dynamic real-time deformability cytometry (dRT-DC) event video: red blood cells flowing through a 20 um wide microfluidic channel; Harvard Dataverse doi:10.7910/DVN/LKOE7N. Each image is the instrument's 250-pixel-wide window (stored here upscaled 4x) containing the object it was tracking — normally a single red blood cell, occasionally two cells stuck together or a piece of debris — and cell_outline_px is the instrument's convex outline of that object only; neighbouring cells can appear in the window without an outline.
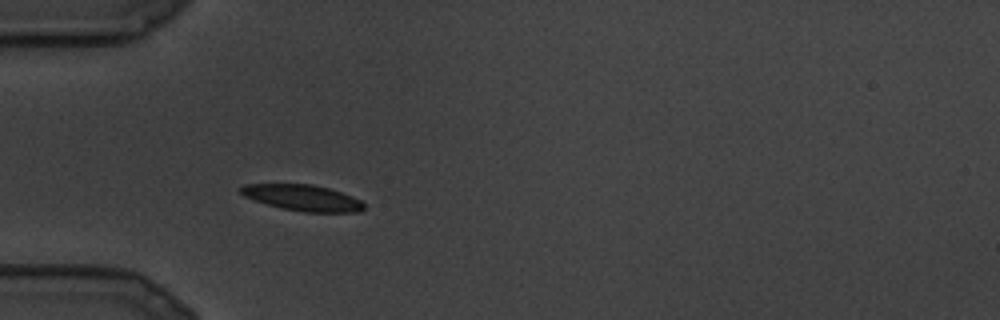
{"species": "common noctule bat (a hibernating species)", "species_latin": "Nyctalus noctula", "temperature_condition": "cold", "stored_images_in_passage": 9, "camera_frame_rate_fps": 3000, "um_per_image_px": 0.085, "animal": {"sex": "male", "body_mass_g": 19.5, "forearm_length_mm": 54.6}, "frame": {"image": 1, "passage_image": 7, "time_ms": 2.0, "image_size_px": [1000, 320], "cell_outline_px": [[364, 208], [360, 212], [304, 212], [280, 208], [244, 196], [240, 192], [240, 188], [244, 184], [312, 184], [328, 188], [352, 196], [360, 200], [364, 204]], "centroid_in_image_um": [25.73, 16.81], "position_along_channel_um": 59.3, "area_um2": 18.55}}
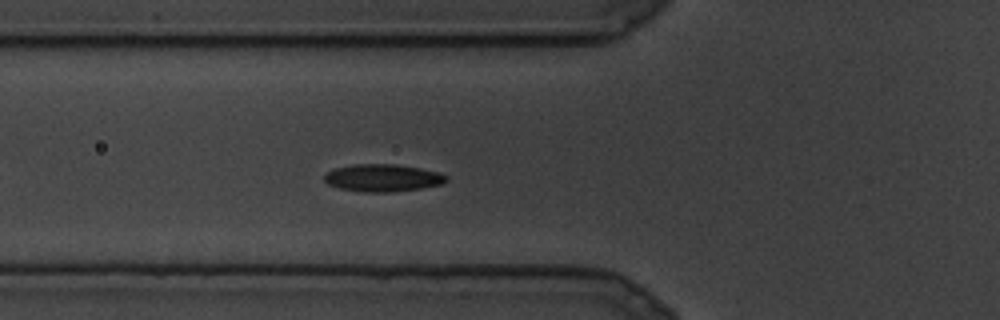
{"frame": {"image": 2, "passage_image": 9, "time_ms": 2.667, "image_size_px": [1000, 320], "cell_outline_px": [[448, 180], [444, 184], [420, 188], [392, 192], [364, 192], [340, 188], [328, 184], [324, 180], [324, 176], [332, 168], [352, 164], [396, 164], [420, 168], [440, 172], [448, 176]], "centroid_in_image_um": [32.55, 15.11], "position_along_channel_um": 93.2, "area_um2": 19.65}}